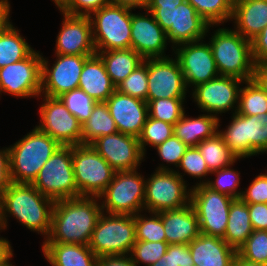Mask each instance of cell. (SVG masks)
<instances>
[{
    "label": "cell",
    "instance_id": "obj_37",
    "mask_svg": "<svg viewBox=\"0 0 267 266\" xmlns=\"http://www.w3.org/2000/svg\"><path fill=\"white\" fill-rule=\"evenodd\" d=\"M185 98H161L146 101L148 104V116L175 125L184 115Z\"/></svg>",
    "mask_w": 267,
    "mask_h": 266
},
{
    "label": "cell",
    "instance_id": "obj_22",
    "mask_svg": "<svg viewBox=\"0 0 267 266\" xmlns=\"http://www.w3.org/2000/svg\"><path fill=\"white\" fill-rule=\"evenodd\" d=\"M62 14L63 21L56 39L55 54L95 55L89 16Z\"/></svg>",
    "mask_w": 267,
    "mask_h": 266
},
{
    "label": "cell",
    "instance_id": "obj_40",
    "mask_svg": "<svg viewBox=\"0 0 267 266\" xmlns=\"http://www.w3.org/2000/svg\"><path fill=\"white\" fill-rule=\"evenodd\" d=\"M58 98L81 124L89 119L91 112L97 103V101L79 88L67 91L61 94Z\"/></svg>",
    "mask_w": 267,
    "mask_h": 266
},
{
    "label": "cell",
    "instance_id": "obj_31",
    "mask_svg": "<svg viewBox=\"0 0 267 266\" xmlns=\"http://www.w3.org/2000/svg\"><path fill=\"white\" fill-rule=\"evenodd\" d=\"M253 231L247 203L235 199L230 205L226 232L222 239L238 251Z\"/></svg>",
    "mask_w": 267,
    "mask_h": 266
},
{
    "label": "cell",
    "instance_id": "obj_59",
    "mask_svg": "<svg viewBox=\"0 0 267 266\" xmlns=\"http://www.w3.org/2000/svg\"><path fill=\"white\" fill-rule=\"evenodd\" d=\"M234 266H267V264L251 263L236 256Z\"/></svg>",
    "mask_w": 267,
    "mask_h": 266
},
{
    "label": "cell",
    "instance_id": "obj_35",
    "mask_svg": "<svg viewBox=\"0 0 267 266\" xmlns=\"http://www.w3.org/2000/svg\"><path fill=\"white\" fill-rule=\"evenodd\" d=\"M246 86L240 89L237 113L252 116L267 113V94L252 79L245 81Z\"/></svg>",
    "mask_w": 267,
    "mask_h": 266
},
{
    "label": "cell",
    "instance_id": "obj_8",
    "mask_svg": "<svg viewBox=\"0 0 267 266\" xmlns=\"http://www.w3.org/2000/svg\"><path fill=\"white\" fill-rule=\"evenodd\" d=\"M132 10L109 3L89 16L96 52L130 48Z\"/></svg>",
    "mask_w": 267,
    "mask_h": 266
},
{
    "label": "cell",
    "instance_id": "obj_12",
    "mask_svg": "<svg viewBox=\"0 0 267 266\" xmlns=\"http://www.w3.org/2000/svg\"><path fill=\"white\" fill-rule=\"evenodd\" d=\"M72 162L80 196L99 197L116 172L90 144L72 146Z\"/></svg>",
    "mask_w": 267,
    "mask_h": 266
},
{
    "label": "cell",
    "instance_id": "obj_19",
    "mask_svg": "<svg viewBox=\"0 0 267 266\" xmlns=\"http://www.w3.org/2000/svg\"><path fill=\"white\" fill-rule=\"evenodd\" d=\"M144 61L148 64L147 101L186 98L188 89L176 58H148Z\"/></svg>",
    "mask_w": 267,
    "mask_h": 266
},
{
    "label": "cell",
    "instance_id": "obj_28",
    "mask_svg": "<svg viewBox=\"0 0 267 266\" xmlns=\"http://www.w3.org/2000/svg\"><path fill=\"white\" fill-rule=\"evenodd\" d=\"M42 252L51 266H97V256L83 244L43 242Z\"/></svg>",
    "mask_w": 267,
    "mask_h": 266
},
{
    "label": "cell",
    "instance_id": "obj_60",
    "mask_svg": "<svg viewBox=\"0 0 267 266\" xmlns=\"http://www.w3.org/2000/svg\"><path fill=\"white\" fill-rule=\"evenodd\" d=\"M55 5L58 7V10L68 1V0H52Z\"/></svg>",
    "mask_w": 267,
    "mask_h": 266
},
{
    "label": "cell",
    "instance_id": "obj_1",
    "mask_svg": "<svg viewBox=\"0 0 267 266\" xmlns=\"http://www.w3.org/2000/svg\"><path fill=\"white\" fill-rule=\"evenodd\" d=\"M98 200L99 197L80 196L55 201L51 230L44 242L88 245L102 213Z\"/></svg>",
    "mask_w": 267,
    "mask_h": 266
},
{
    "label": "cell",
    "instance_id": "obj_29",
    "mask_svg": "<svg viewBox=\"0 0 267 266\" xmlns=\"http://www.w3.org/2000/svg\"><path fill=\"white\" fill-rule=\"evenodd\" d=\"M219 122V117L212 114L205 113L192 118L184 113L174 125V135L188 147H196L203 140L218 133Z\"/></svg>",
    "mask_w": 267,
    "mask_h": 266
},
{
    "label": "cell",
    "instance_id": "obj_52",
    "mask_svg": "<svg viewBox=\"0 0 267 266\" xmlns=\"http://www.w3.org/2000/svg\"><path fill=\"white\" fill-rule=\"evenodd\" d=\"M11 183L9 147H5L0 149V198Z\"/></svg>",
    "mask_w": 267,
    "mask_h": 266
},
{
    "label": "cell",
    "instance_id": "obj_14",
    "mask_svg": "<svg viewBox=\"0 0 267 266\" xmlns=\"http://www.w3.org/2000/svg\"><path fill=\"white\" fill-rule=\"evenodd\" d=\"M44 96V97H43ZM43 97L39 108L40 123L36 126L55 139L61 146L82 144V124L58 97Z\"/></svg>",
    "mask_w": 267,
    "mask_h": 266
},
{
    "label": "cell",
    "instance_id": "obj_43",
    "mask_svg": "<svg viewBox=\"0 0 267 266\" xmlns=\"http://www.w3.org/2000/svg\"><path fill=\"white\" fill-rule=\"evenodd\" d=\"M116 90L120 93L147 101L148 64L143 61L126 79L121 81Z\"/></svg>",
    "mask_w": 267,
    "mask_h": 266
},
{
    "label": "cell",
    "instance_id": "obj_42",
    "mask_svg": "<svg viewBox=\"0 0 267 266\" xmlns=\"http://www.w3.org/2000/svg\"><path fill=\"white\" fill-rule=\"evenodd\" d=\"M211 174L217 175L215 180H206V185L219 193L228 195L234 199H240L243 190L240 187V171H235L231 166L215 170ZM238 189V190H237Z\"/></svg>",
    "mask_w": 267,
    "mask_h": 266
},
{
    "label": "cell",
    "instance_id": "obj_38",
    "mask_svg": "<svg viewBox=\"0 0 267 266\" xmlns=\"http://www.w3.org/2000/svg\"><path fill=\"white\" fill-rule=\"evenodd\" d=\"M174 134V125L147 117L142 132L138 137L141 150L146 155V146L157 147Z\"/></svg>",
    "mask_w": 267,
    "mask_h": 266
},
{
    "label": "cell",
    "instance_id": "obj_18",
    "mask_svg": "<svg viewBox=\"0 0 267 266\" xmlns=\"http://www.w3.org/2000/svg\"><path fill=\"white\" fill-rule=\"evenodd\" d=\"M173 51L184 75L187 89L219 76L209 42L201 39L183 43L175 46Z\"/></svg>",
    "mask_w": 267,
    "mask_h": 266
},
{
    "label": "cell",
    "instance_id": "obj_9",
    "mask_svg": "<svg viewBox=\"0 0 267 266\" xmlns=\"http://www.w3.org/2000/svg\"><path fill=\"white\" fill-rule=\"evenodd\" d=\"M145 179L137 170L115 172L99 196L102 212L134 216L144 211Z\"/></svg>",
    "mask_w": 267,
    "mask_h": 266
},
{
    "label": "cell",
    "instance_id": "obj_26",
    "mask_svg": "<svg viewBox=\"0 0 267 266\" xmlns=\"http://www.w3.org/2000/svg\"><path fill=\"white\" fill-rule=\"evenodd\" d=\"M231 21L239 34L252 41L267 26V0H246L238 3L233 7Z\"/></svg>",
    "mask_w": 267,
    "mask_h": 266
},
{
    "label": "cell",
    "instance_id": "obj_50",
    "mask_svg": "<svg viewBox=\"0 0 267 266\" xmlns=\"http://www.w3.org/2000/svg\"><path fill=\"white\" fill-rule=\"evenodd\" d=\"M254 230L267 231V203H247Z\"/></svg>",
    "mask_w": 267,
    "mask_h": 266
},
{
    "label": "cell",
    "instance_id": "obj_20",
    "mask_svg": "<svg viewBox=\"0 0 267 266\" xmlns=\"http://www.w3.org/2000/svg\"><path fill=\"white\" fill-rule=\"evenodd\" d=\"M90 145L116 172L138 170L145 158L138 138L121 132L101 136Z\"/></svg>",
    "mask_w": 267,
    "mask_h": 266
},
{
    "label": "cell",
    "instance_id": "obj_48",
    "mask_svg": "<svg viewBox=\"0 0 267 266\" xmlns=\"http://www.w3.org/2000/svg\"><path fill=\"white\" fill-rule=\"evenodd\" d=\"M110 3V0H68L59 10L69 15L90 16Z\"/></svg>",
    "mask_w": 267,
    "mask_h": 266
},
{
    "label": "cell",
    "instance_id": "obj_57",
    "mask_svg": "<svg viewBox=\"0 0 267 266\" xmlns=\"http://www.w3.org/2000/svg\"><path fill=\"white\" fill-rule=\"evenodd\" d=\"M149 0H110V3L125 6L131 9H146Z\"/></svg>",
    "mask_w": 267,
    "mask_h": 266
},
{
    "label": "cell",
    "instance_id": "obj_3",
    "mask_svg": "<svg viewBox=\"0 0 267 266\" xmlns=\"http://www.w3.org/2000/svg\"><path fill=\"white\" fill-rule=\"evenodd\" d=\"M61 147L36 126L9 147L11 182L32 184L47 160Z\"/></svg>",
    "mask_w": 267,
    "mask_h": 266
},
{
    "label": "cell",
    "instance_id": "obj_4",
    "mask_svg": "<svg viewBox=\"0 0 267 266\" xmlns=\"http://www.w3.org/2000/svg\"><path fill=\"white\" fill-rule=\"evenodd\" d=\"M209 42L219 75L253 79L255 62L252 43L235 29L220 28L211 35Z\"/></svg>",
    "mask_w": 267,
    "mask_h": 266
},
{
    "label": "cell",
    "instance_id": "obj_51",
    "mask_svg": "<svg viewBox=\"0 0 267 266\" xmlns=\"http://www.w3.org/2000/svg\"><path fill=\"white\" fill-rule=\"evenodd\" d=\"M251 43L255 64L267 63V26L251 41Z\"/></svg>",
    "mask_w": 267,
    "mask_h": 266
},
{
    "label": "cell",
    "instance_id": "obj_39",
    "mask_svg": "<svg viewBox=\"0 0 267 266\" xmlns=\"http://www.w3.org/2000/svg\"><path fill=\"white\" fill-rule=\"evenodd\" d=\"M149 214L150 217L142 215L141 212L134 215L136 241H166L160 215L154 212H149Z\"/></svg>",
    "mask_w": 267,
    "mask_h": 266
},
{
    "label": "cell",
    "instance_id": "obj_17",
    "mask_svg": "<svg viewBox=\"0 0 267 266\" xmlns=\"http://www.w3.org/2000/svg\"><path fill=\"white\" fill-rule=\"evenodd\" d=\"M93 55H59L49 69L48 59L42 56L41 93L49 97H59L61 94L79 87L80 75L85 61Z\"/></svg>",
    "mask_w": 267,
    "mask_h": 266
},
{
    "label": "cell",
    "instance_id": "obj_21",
    "mask_svg": "<svg viewBox=\"0 0 267 266\" xmlns=\"http://www.w3.org/2000/svg\"><path fill=\"white\" fill-rule=\"evenodd\" d=\"M144 13L131 12V41L130 48L139 53L144 59L165 58L168 37L166 32L154 19L147 9Z\"/></svg>",
    "mask_w": 267,
    "mask_h": 266
},
{
    "label": "cell",
    "instance_id": "obj_24",
    "mask_svg": "<svg viewBox=\"0 0 267 266\" xmlns=\"http://www.w3.org/2000/svg\"><path fill=\"white\" fill-rule=\"evenodd\" d=\"M162 219L168 244H189L200 235L199 221L192 206L158 213Z\"/></svg>",
    "mask_w": 267,
    "mask_h": 266
},
{
    "label": "cell",
    "instance_id": "obj_36",
    "mask_svg": "<svg viewBox=\"0 0 267 266\" xmlns=\"http://www.w3.org/2000/svg\"><path fill=\"white\" fill-rule=\"evenodd\" d=\"M197 13L210 25L224 24L230 21L233 7L228 0H187Z\"/></svg>",
    "mask_w": 267,
    "mask_h": 266
},
{
    "label": "cell",
    "instance_id": "obj_44",
    "mask_svg": "<svg viewBox=\"0 0 267 266\" xmlns=\"http://www.w3.org/2000/svg\"><path fill=\"white\" fill-rule=\"evenodd\" d=\"M179 168L184 173H180L177 170L174 171L178 175H180L182 179L184 178L183 176L186 174L193 178L200 179V182H197L196 186L206 184V180H202L203 177L206 178L207 175H211V172L207 168L206 162L197 147H188L183 157L181 158V161L178 165V169Z\"/></svg>",
    "mask_w": 267,
    "mask_h": 266
},
{
    "label": "cell",
    "instance_id": "obj_56",
    "mask_svg": "<svg viewBox=\"0 0 267 266\" xmlns=\"http://www.w3.org/2000/svg\"><path fill=\"white\" fill-rule=\"evenodd\" d=\"M10 2L8 0H0V33H2L12 22H10Z\"/></svg>",
    "mask_w": 267,
    "mask_h": 266
},
{
    "label": "cell",
    "instance_id": "obj_27",
    "mask_svg": "<svg viewBox=\"0 0 267 266\" xmlns=\"http://www.w3.org/2000/svg\"><path fill=\"white\" fill-rule=\"evenodd\" d=\"M78 88L97 102H105L116 90L103 61L97 54L85 61Z\"/></svg>",
    "mask_w": 267,
    "mask_h": 266
},
{
    "label": "cell",
    "instance_id": "obj_58",
    "mask_svg": "<svg viewBox=\"0 0 267 266\" xmlns=\"http://www.w3.org/2000/svg\"><path fill=\"white\" fill-rule=\"evenodd\" d=\"M186 0H149L147 7H177Z\"/></svg>",
    "mask_w": 267,
    "mask_h": 266
},
{
    "label": "cell",
    "instance_id": "obj_6",
    "mask_svg": "<svg viewBox=\"0 0 267 266\" xmlns=\"http://www.w3.org/2000/svg\"><path fill=\"white\" fill-rule=\"evenodd\" d=\"M152 13L156 22L166 32L172 49L183 43L205 39L210 31V25L186 0L177 7H146Z\"/></svg>",
    "mask_w": 267,
    "mask_h": 266
},
{
    "label": "cell",
    "instance_id": "obj_46",
    "mask_svg": "<svg viewBox=\"0 0 267 266\" xmlns=\"http://www.w3.org/2000/svg\"><path fill=\"white\" fill-rule=\"evenodd\" d=\"M188 244H169L166 253L150 266H193Z\"/></svg>",
    "mask_w": 267,
    "mask_h": 266
},
{
    "label": "cell",
    "instance_id": "obj_53",
    "mask_svg": "<svg viewBox=\"0 0 267 266\" xmlns=\"http://www.w3.org/2000/svg\"><path fill=\"white\" fill-rule=\"evenodd\" d=\"M97 266H138L129 254L111 255L97 258Z\"/></svg>",
    "mask_w": 267,
    "mask_h": 266
},
{
    "label": "cell",
    "instance_id": "obj_5",
    "mask_svg": "<svg viewBox=\"0 0 267 266\" xmlns=\"http://www.w3.org/2000/svg\"><path fill=\"white\" fill-rule=\"evenodd\" d=\"M145 181L144 210L154 213L180 209L191 200V187L174 169L159 164Z\"/></svg>",
    "mask_w": 267,
    "mask_h": 266
},
{
    "label": "cell",
    "instance_id": "obj_11",
    "mask_svg": "<svg viewBox=\"0 0 267 266\" xmlns=\"http://www.w3.org/2000/svg\"><path fill=\"white\" fill-rule=\"evenodd\" d=\"M225 130H218L230 151L238 158L259 155L267 146V113L252 116L235 112Z\"/></svg>",
    "mask_w": 267,
    "mask_h": 266
},
{
    "label": "cell",
    "instance_id": "obj_61",
    "mask_svg": "<svg viewBox=\"0 0 267 266\" xmlns=\"http://www.w3.org/2000/svg\"><path fill=\"white\" fill-rule=\"evenodd\" d=\"M243 1H246V0H228V2L231 4L232 7H234L235 5Z\"/></svg>",
    "mask_w": 267,
    "mask_h": 266
},
{
    "label": "cell",
    "instance_id": "obj_32",
    "mask_svg": "<svg viewBox=\"0 0 267 266\" xmlns=\"http://www.w3.org/2000/svg\"><path fill=\"white\" fill-rule=\"evenodd\" d=\"M34 50L10 24L0 33V68L27 58Z\"/></svg>",
    "mask_w": 267,
    "mask_h": 266
},
{
    "label": "cell",
    "instance_id": "obj_62",
    "mask_svg": "<svg viewBox=\"0 0 267 266\" xmlns=\"http://www.w3.org/2000/svg\"><path fill=\"white\" fill-rule=\"evenodd\" d=\"M264 153H266L267 154V146L261 151V153L260 154H264Z\"/></svg>",
    "mask_w": 267,
    "mask_h": 266
},
{
    "label": "cell",
    "instance_id": "obj_25",
    "mask_svg": "<svg viewBox=\"0 0 267 266\" xmlns=\"http://www.w3.org/2000/svg\"><path fill=\"white\" fill-rule=\"evenodd\" d=\"M188 245L194 265L234 266L237 251L222 238L200 233Z\"/></svg>",
    "mask_w": 267,
    "mask_h": 266
},
{
    "label": "cell",
    "instance_id": "obj_49",
    "mask_svg": "<svg viewBox=\"0 0 267 266\" xmlns=\"http://www.w3.org/2000/svg\"><path fill=\"white\" fill-rule=\"evenodd\" d=\"M240 199L244 203H267V173L257 175Z\"/></svg>",
    "mask_w": 267,
    "mask_h": 266
},
{
    "label": "cell",
    "instance_id": "obj_23",
    "mask_svg": "<svg viewBox=\"0 0 267 266\" xmlns=\"http://www.w3.org/2000/svg\"><path fill=\"white\" fill-rule=\"evenodd\" d=\"M105 103L117 131L138 138L148 117L147 102L115 90Z\"/></svg>",
    "mask_w": 267,
    "mask_h": 266
},
{
    "label": "cell",
    "instance_id": "obj_7",
    "mask_svg": "<svg viewBox=\"0 0 267 266\" xmlns=\"http://www.w3.org/2000/svg\"><path fill=\"white\" fill-rule=\"evenodd\" d=\"M135 242L134 216L102 212L88 247L97 257L126 255L131 253Z\"/></svg>",
    "mask_w": 267,
    "mask_h": 266
},
{
    "label": "cell",
    "instance_id": "obj_13",
    "mask_svg": "<svg viewBox=\"0 0 267 266\" xmlns=\"http://www.w3.org/2000/svg\"><path fill=\"white\" fill-rule=\"evenodd\" d=\"M235 199L209 188L206 184L191 187V200L199 221L200 233L223 238L230 205Z\"/></svg>",
    "mask_w": 267,
    "mask_h": 266
},
{
    "label": "cell",
    "instance_id": "obj_54",
    "mask_svg": "<svg viewBox=\"0 0 267 266\" xmlns=\"http://www.w3.org/2000/svg\"><path fill=\"white\" fill-rule=\"evenodd\" d=\"M12 257L13 249L10 242L4 237H0V266H14L10 262Z\"/></svg>",
    "mask_w": 267,
    "mask_h": 266
},
{
    "label": "cell",
    "instance_id": "obj_45",
    "mask_svg": "<svg viewBox=\"0 0 267 266\" xmlns=\"http://www.w3.org/2000/svg\"><path fill=\"white\" fill-rule=\"evenodd\" d=\"M168 245L166 241H136L129 255L136 265L142 263L150 266L166 253Z\"/></svg>",
    "mask_w": 267,
    "mask_h": 266
},
{
    "label": "cell",
    "instance_id": "obj_55",
    "mask_svg": "<svg viewBox=\"0 0 267 266\" xmlns=\"http://www.w3.org/2000/svg\"><path fill=\"white\" fill-rule=\"evenodd\" d=\"M253 80L267 94V63L255 64V68H254V72H253Z\"/></svg>",
    "mask_w": 267,
    "mask_h": 266
},
{
    "label": "cell",
    "instance_id": "obj_16",
    "mask_svg": "<svg viewBox=\"0 0 267 266\" xmlns=\"http://www.w3.org/2000/svg\"><path fill=\"white\" fill-rule=\"evenodd\" d=\"M238 78L219 75L205 83L192 88L193 101L204 113L219 116L225 112L237 111L240 84L244 83Z\"/></svg>",
    "mask_w": 267,
    "mask_h": 266
},
{
    "label": "cell",
    "instance_id": "obj_34",
    "mask_svg": "<svg viewBox=\"0 0 267 266\" xmlns=\"http://www.w3.org/2000/svg\"><path fill=\"white\" fill-rule=\"evenodd\" d=\"M196 147L203 156L210 172L233 166L234 163L239 160L230 151L219 133L203 140Z\"/></svg>",
    "mask_w": 267,
    "mask_h": 266
},
{
    "label": "cell",
    "instance_id": "obj_10",
    "mask_svg": "<svg viewBox=\"0 0 267 266\" xmlns=\"http://www.w3.org/2000/svg\"><path fill=\"white\" fill-rule=\"evenodd\" d=\"M32 185L54 201L80 197L72 162V146H61L42 166Z\"/></svg>",
    "mask_w": 267,
    "mask_h": 266
},
{
    "label": "cell",
    "instance_id": "obj_2",
    "mask_svg": "<svg viewBox=\"0 0 267 266\" xmlns=\"http://www.w3.org/2000/svg\"><path fill=\"white\" fill-rule=\"evenodd\" d=\"M54 203L32 184L11 183L0 198V229H7L10 215L29 230L44 235L46 240L51 230Z\"/></svg>",
    "mask_w": 267,
    "mask_h": 266
},
{
    "label": "cell",
    "instance_id": "obj_41",
    "mask_svg": "<svg viewBox=\"0 0 267 266\" xmlns=\"http://www.w3.org/2000/svg\"><path fill=\"white\" fill-rule=\"evenodd\" d=\"M237 256L251 263L267 264V231L254 230L237 251Z\"/></svg>",
    "mask_w": 267,
    "mask_h": 266
},
{
    "label": "cell",
    "instance_id": "obj_15",
    "mask_svg": "<svg viewBox=\"0 0 267 266\" xmlns=\"http://www.w3.org/2000/svg\"><path fill=\"white\" fill-rule=\"evenodd\" d=\"M42 54L33 51L27 58L0 68V94L14 97H39L41 93Z\"/></svg>",
    "mask_w": 267,
    "mask_h": 266
},
{
    "label": "cell",
    "instance_id": "obj_47",
    "mask_svg": "<svg viewBox=\"0 0 267 266\" xmlns=\"http://www.w3.org/2000/svg\"><path fill=\"white\" fill-rule=\"evenodd\" d=\"M155 149L157 150L160 159L166 162V164H173L175 167H178L188 146L173 134L162 144L155 147Z\"/></svg>",
    "mask_w": 267,
    "mask_h": 266
},
{
    "label": "cell",
    "instance_id": "obj_33",
    "mask_svg": "<svg viewBox=\"0 0 267 266\" xmlns=\"http://www.w3.org/2000/svg\"><path fill=\"white\" fill-rule=\"evenodd\" d=\"M117 126L105 102H97L89 119L82 124V144H91L95 139L117 133Z\"/></svg>",
    "mask_w": 267,
    "mask_h": 266
},
{
    "label": "cell",
    "instance_id": "obj_30",
    "mask_svg": "<svg viewBox=\"0 0 267 266\" xmlns=\"http://www.w3.org/2000/svg\"><path fill=\"white\" fill-rule=\"evenodd\" d=\"M104 63L106 72L112 82L117 86L126 79L144 58L132 48L96 52Z\"/></svg>",
    "mask_w": 267,
    "mask_h": 266
}]
</instances>
